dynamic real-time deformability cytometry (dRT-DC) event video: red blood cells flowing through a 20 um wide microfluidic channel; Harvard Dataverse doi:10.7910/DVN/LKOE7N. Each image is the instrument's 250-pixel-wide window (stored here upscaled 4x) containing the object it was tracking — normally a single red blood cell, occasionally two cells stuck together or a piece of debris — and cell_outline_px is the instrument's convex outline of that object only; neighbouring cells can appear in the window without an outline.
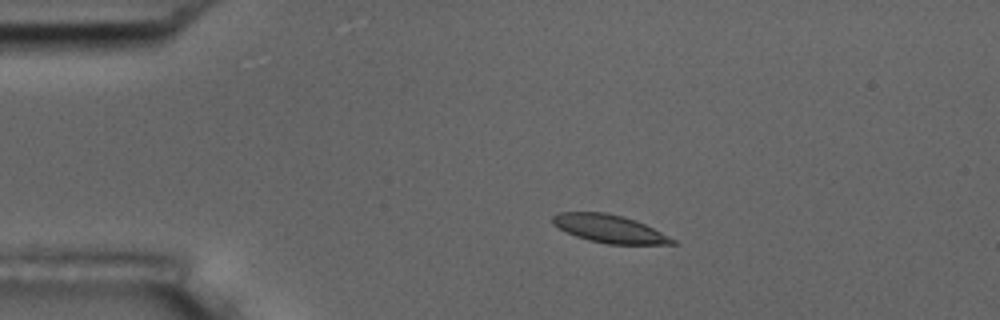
{"species": "common noctule bat (a hibernating species)", "species_latin": "Nyctalus noctula", "temperature_condition": "room temperature", "stored_images_in_passage": 4, "camera_frame_rate_fps": 3000, "um_per_image_px": 0.085, "animal": {"sex": "male", "body_mass_g": 17.5, "forearm_length_mm": 52.3}, "frame": {"image": 1, "passage_image": 3, "time_ms": 2.333, "image_size_px": [1000, 320], "cell_outline_px": [[680, 244], [608, 244], [588, 240], [576, 236], [552, 224], [552, 216], [560, 212], [604, 212], [624, 216], [636, 220], [676, 240]], "centroid_in_image_um": [51.8, 19.44], "position_along_channel_um": 33.2, "area_um2": 19.36}}